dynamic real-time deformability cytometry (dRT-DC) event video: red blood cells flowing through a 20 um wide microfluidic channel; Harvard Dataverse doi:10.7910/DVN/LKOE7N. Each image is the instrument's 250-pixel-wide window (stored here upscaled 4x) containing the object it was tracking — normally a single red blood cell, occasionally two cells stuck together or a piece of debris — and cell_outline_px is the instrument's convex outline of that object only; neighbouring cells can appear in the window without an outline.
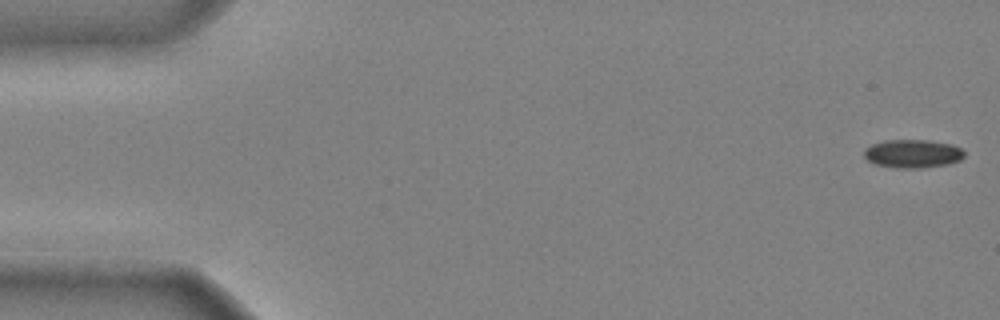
{"species": "common noctule bat (a hibernating species)", "species_latin": "Nyctalus noctula", "temperature_condition": "cold", "stored_images_in_passage": 47, "camera_frame_rate_fps": 3000, "um_per_image_px": 0.085, "animal": {"sex": "male", "body_mass_g": 20.4}, "frame": {"image": 1, "passage_image": 1, "time_ms": 0.0, "image_size_px": [1000, 320], "cell_outline_px": [[964, 156], [960, 160], [948, 164], [920, 168], [896, 168], [876, 164], [868, 160], [864, 156], [864, 148], [872, 144], [884, 140], [928, 140], [952, 144], [960, 148], [964, 152]], "centroid_in_image_um": [77.57, 13.06], "position_along_channel_um": 7.4, "area_um2": 16.59}}
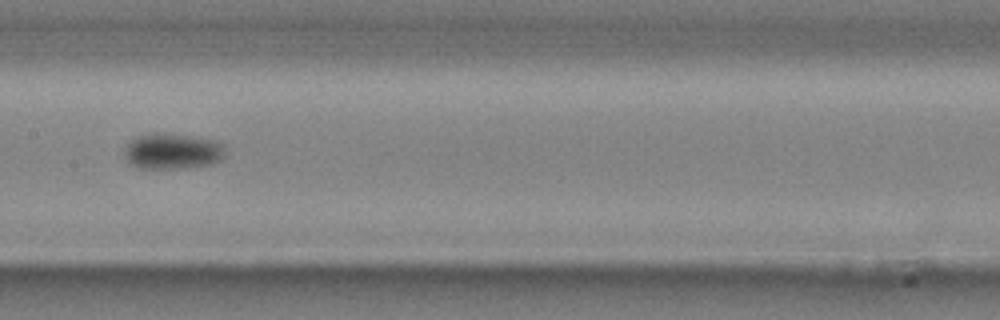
{"frame": {"image": 2, "passage_image": 25, "time_ms": 8.0, "image_size_px": [1000, 320], "cell_outline_px": [[224, 156], [220, 160], [212, 164], [184, 168], [140, 168], [132, 164], [128, 160], [124, 152], [128, 144], [132, 140], [140, 136], [156, 132], [196, 136], [220, 140], [224, 144]], "centroid_in_image_um": [14.74, 12.84], "position_along_channel_um": 192.7, "area_um2": 21.1}}
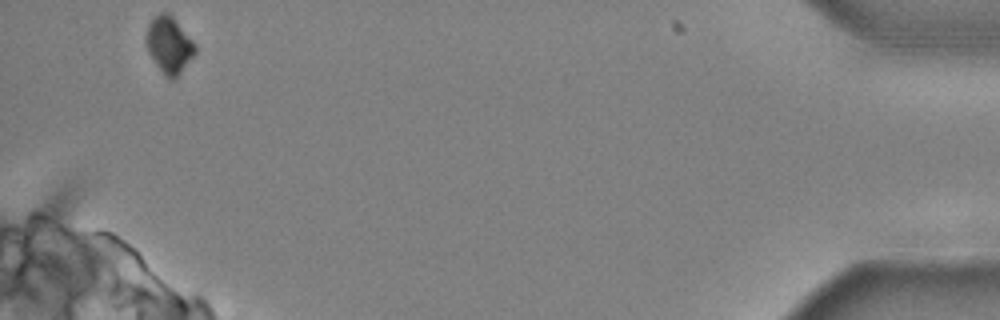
{"frame": {"image": 3, "passage_image": 47, "time_ms": 15.333, "image_size_px": [1000, 320], "cell_outline_px": [[196, 52], [180, 72], [172, 80], [168, 80], [164, 76], [156, 64], [144, 40], [148, 24], [160, 12], [168, 12], [172, 16], [196, 44]], "centroid_in_image_um": [14.37, 3.81], "position_along_channel_um": 420.8, "area_um2": 15.9}, "authors_computed_cell_mechanics": {"area_um2": 17.34, "velocity_mm_per_s": 3.9706, "shape_relaxation_time_tau1_ms": 1.9273, "shape_relaxation_time_tau2_ms": null, "deformation_change_tau1": 0.1063, "deformation_change_tau2": null}}